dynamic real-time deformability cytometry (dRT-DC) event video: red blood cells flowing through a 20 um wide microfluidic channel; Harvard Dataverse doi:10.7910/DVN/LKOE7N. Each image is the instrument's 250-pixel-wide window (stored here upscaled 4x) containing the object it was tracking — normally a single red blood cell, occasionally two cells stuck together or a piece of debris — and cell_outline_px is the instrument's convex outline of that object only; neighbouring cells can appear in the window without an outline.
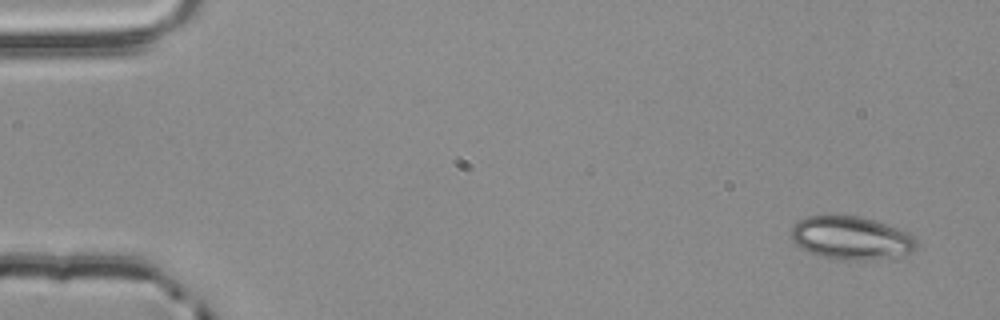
{"species": "common noctule bat (a hibernating species)", "species_latin": "Nyctalus noctula", "temperature_condition": "room temperature", "stored_images_in_passage": 4, "camera_frame_rate_fps": 3000, "um_per_image_px": 0.085, "animal": {"sex": "male", "body_mass_g": 20.4}, "frame": {"image": 1, "passage_image": 1, "time_ms": 0.0, "image_size_px": [1000, 320], "cell_outline_px": [[916, 248], [912, 252], [892, 256], [868, 260], [852, 260], [820, 256], [808, 252], [800, 248], [792, 240], [788, 232], [792, 224], [808, 216], [856, 216], [872, 220], [908, 232], [916, 236]], "centroid_in_image_um": [72.29, 20.22], "position_along_channel_um": 12.7, "area_um2": 31.33}}